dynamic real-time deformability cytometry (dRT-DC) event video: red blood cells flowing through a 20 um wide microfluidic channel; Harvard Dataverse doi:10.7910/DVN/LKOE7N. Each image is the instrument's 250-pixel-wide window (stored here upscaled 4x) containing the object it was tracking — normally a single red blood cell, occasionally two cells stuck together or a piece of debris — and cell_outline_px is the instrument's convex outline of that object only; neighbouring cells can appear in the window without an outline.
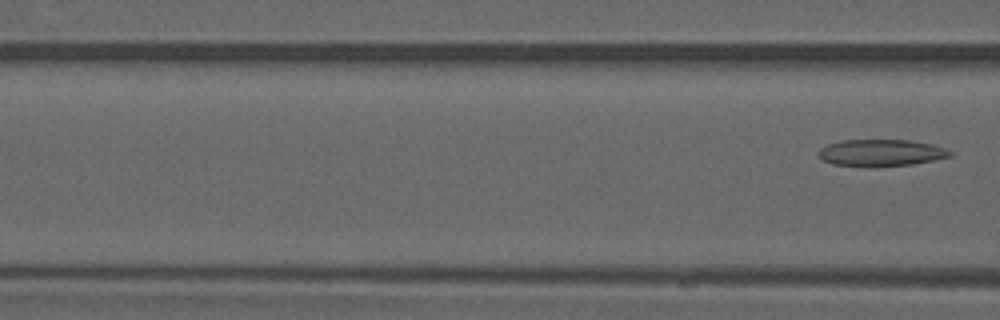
{"species": "common noctule bat (a hibernating species)", "species_latin": "Nyctalus noctula", "temperature_condition": "warm", "stored_images_in_passage": 6, "camera_frame_rate_fps": 3000, "um_per_image_px": 0.085, "animal": {"sex": "male", "forearm_length_mm": 52.5}, "frame": {"image": 1, "passage_image": 6, "time_ms": 6.0, "image_size_px": [1000, 320], "cell_outline_px": [[952, 156], [912, 164], [872, 168], [832, 164], [824, 160], [816, 152], [820, 148], [828, 144], [840, 140], [912, 140], [932, 144], [944, 148], [952, 152]], "centroid_in_image_um": [74.86, 13.0], "position_along_channel_um": 91.7, "area_um2": 20.81}}